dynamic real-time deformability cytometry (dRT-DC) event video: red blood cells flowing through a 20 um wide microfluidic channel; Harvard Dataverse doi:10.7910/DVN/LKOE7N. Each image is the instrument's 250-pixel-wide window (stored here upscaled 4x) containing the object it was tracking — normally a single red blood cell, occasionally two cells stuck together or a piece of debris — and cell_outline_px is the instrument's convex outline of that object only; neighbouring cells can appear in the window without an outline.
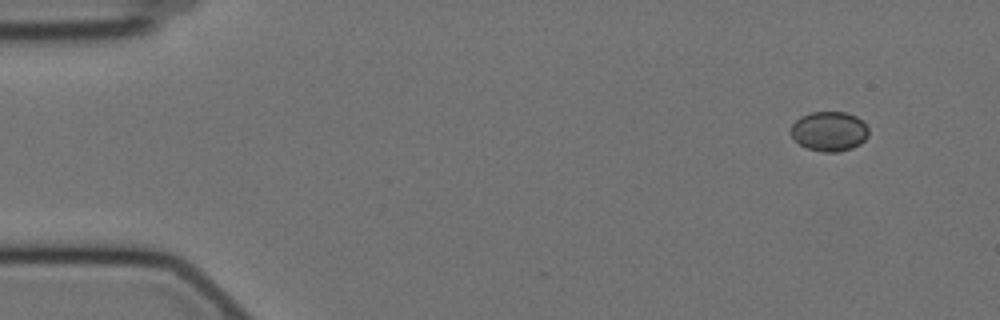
{"species": "Egyptian fruit bat (a non-hibernating species)", "species_latin": "Rousettus aegyptiacus", "temperature_condition": "cold", "stored_images_in_passage": 41, "camera_frame_rate_fps": 3000, "um_per_image_px": 0.085, "animal": {"sex": "female"}, "frame": {"image": 1, "passage_image": 1, "time_ms": 0.0, "image_size_px": [1000, 320], "cell_outline_px": [[868, 136], [860, 144], [852, 148], [840, 152], [824, 152], [808, 148], [800, 144], [792, 136], [792, 124], [800, 116], [812, 112], [848, 112], [856, 116], [868, 128]], "centroid_in_image_um": [70.5, 11.16], "position_along_channel_um": 14.5, "area_um2": 17.86}}
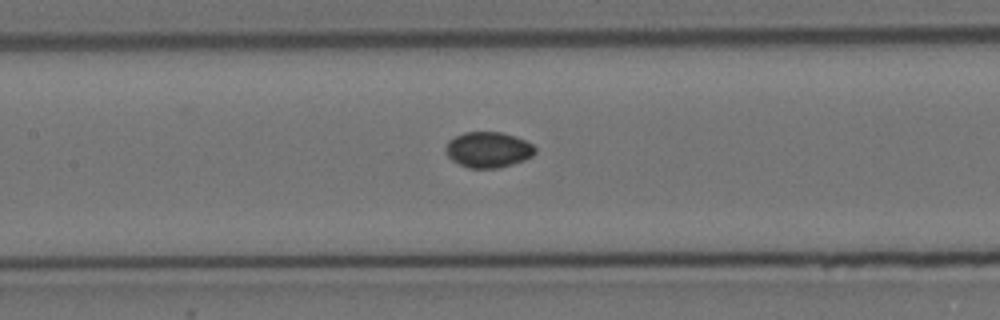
{"frame": {"image": 2, "passage_image": 23, "time_ms": 7.333, "image_size_px": [1000, 320], "cell_outline_px": [[536, 152], [532, 156], [524, 160], [512, 164], [496, 168], [468, 168], [452, 160], [448, 156], [444, 148], [448, 140], [464, 132], [500, 132], [524, 140], [532, 144], [536, 148]], "centroid_in_image_um": [41.48, 12.73], "position_along_channel_um": 165.9, "area_um2": 18.5}}
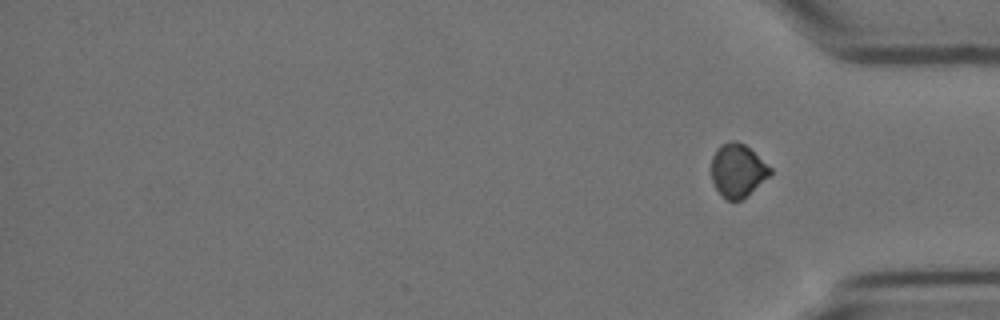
{"frame": {"image": 3, "passage_image": 41, "time_ms": 13.333, "image_size_px": [1000, 320], "cell_outline_px": [[772, 172], [768, 176], [740, 200], [728, 200], [716, 188], [712, 180], [712, 156], [716, 148], [720, 144], [728, 140], [736, 140], [744, 144], [772, 168]], "centroid_in_image_um": [62.67, 14.43], "position_along_channel_um": 372.5, "area_um2": 17.86}, "authors_computed_cell_mechanics": {"area_um2": 18.4382, "velocity_mm_per_s": 3.4949, "shape_relaxation_time_tau1_ms": null, "shape_relaxation_time_tau2_ms": 4.0444, "deformation_change_tau1": null, "deformation_change_tau2": 0.024}}